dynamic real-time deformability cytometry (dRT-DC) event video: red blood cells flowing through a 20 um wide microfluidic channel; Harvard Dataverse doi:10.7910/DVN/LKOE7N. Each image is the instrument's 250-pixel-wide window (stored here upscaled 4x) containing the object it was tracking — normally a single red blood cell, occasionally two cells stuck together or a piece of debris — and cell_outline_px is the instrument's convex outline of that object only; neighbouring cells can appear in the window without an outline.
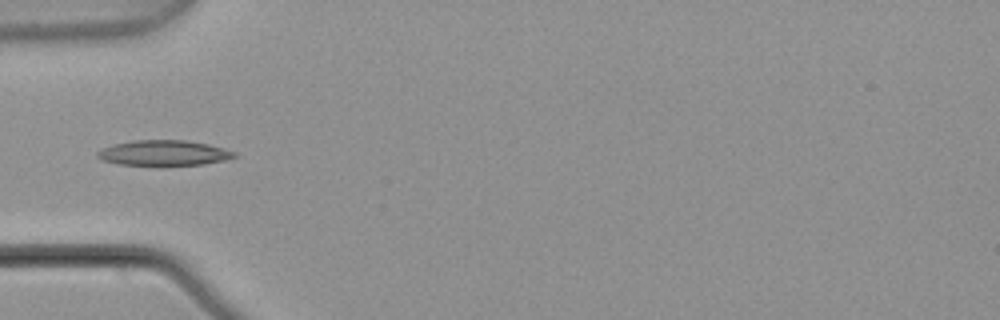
{"species": "common noctule bat (a hibernating species)", "species_latin": "Nyctalus noctula", "temperature_condition": "warm", "stored_images_in_passage": 4, "camera_frame_rate_fps": 3000, "um_per_image_px": 0.085, "animal": {"sex": "male", "body_mass_g": 21.5, "forearm_length_mm": 52.0}, "frame": {"image": 1, "passage_image": 4, "time_ms": 1.0, "image_size_px": [1000, 320], "cell_outline_px": [[236, 156], [224, 160], [204, 164], [164, 168], [156, 168], [120, 164], [100, 160], [96, 156], [96, 152], [104, 148], [116, 144], [136, 140], [184, 140], [208, 144], [236, 152]], "centroid_in_image_um": [13.9, 13.06], "position_along_channel_um": 71.1, "area_um2": 20.98}}